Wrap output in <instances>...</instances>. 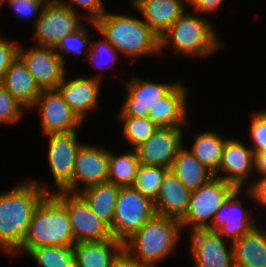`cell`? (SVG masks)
Masks as SVG:
<instances>
[{"mask_svg": "<svg viewBox=\"0 0 266 267\" xmlns=\"http://www.w3.org/2000/svg\"><path fill=\"white\" fill-rule=\"evenodd\" d=\"M49 187L29 179L0 193V248L9 254L22 246L35 208L47 195Z\"/></svg>", "mask_w": 266, "mask_h": 267, "instance_id": "1", "label": "cell"}, {"mask_svg": "<svg viewBox=\"0 0 266 267\" xmlns=\"http://www.w3.org/2000/svg\"><path fill=\"white\" fill-rule=\"evenodd\" d=\"M91 24L120 54L127 57L139 58L160 52L159 36L142 19L105 12Z\"/></svg>", "mask_w": 266, "mask_h": 267, "instance_id": "2", "label": "cell"}, {"mask_svg": "<svg viewBox=\"0 0 266 267\" xmlns=\"http://www.w3.org/2000/svg\"><path fill=\"white\" fill-rule=\"evenodd\" d=\"M75 243L66 207L53 194H47L35 208L25 240L15 253H28L35 247L73 246Z\"/></svg>", "mask_w": 266, "mask_h": 267, "instance_id": "3", "label": "cell"}, {"mask_svg": "<svg viewBox=\"0 0 266 267\" xmlns=\"http://www.w3.org/2000/svg\"><path fill=\"white\" fill-rule=\"evenodd\" d=\"M182 230L180 221L155 215L124 242V249L140 264L157 267L173 252Z\"/></svg>", "mask_w": 266, "mask_h": 267, "instance_id": "4", "label": "cell"}, {"mask_svg": "<svg viewBox=\"0 0 266 267\" xmlns=\"http://www.w3.org/2000/svg\"><path fill=\"white\" fill-rule=\"evenodd\" d=\"M212 24L211 20L186 11L159 37L160 53L170 43L177 56L209 57L222 47Z\"/></svg>", "mask_w": 266, "mask_h": 267, "instance_id": "5", "label": "cell"}, {"mask_svg": "<svg viewBox=\"0 0 266 267\" xmlns=\"http://www.w3.org/2000/svg\"><path fill=\"white\" fill-rule=\"evenodd\" d=\"M156 215L154 202L133 186L120 187L110 231L124 243Z\"/></svg>", "mask_w": 266, "mask_h": 267, "instance_id": "6", "label": "cell"}, {"mask_svg": "<svg viewBox=\"0 0 266 267\" xmlns=\"http://www.w3.org/2000/svg\"><path fill=\"white\" fill-rule=\"evenodd\" d=\"M236 189L224 179L213 176L191 192L187 213L180 221L181 227L184 229L190 225L191 231L209 228L218 209Z\"/></svg>", "mask_w": 266, "mask_h": 267, "instance_id": "7", "label": "cell"}, {"mask_svg": "<svg viewBox=\"0 0 266 267\" xmlns=\"http://www.w3.org/2000/svg\"><path fill=\"white\" fill-rule=\"evenodd\" d=\"M55 192L52 194L66 207L76 243L113 238L110 227L93 213L78 193Z\"/></svg>", "mask_w": 266, "mask_h": 267, "instance_id": "8", "label": "cell"}, {"mask_svg": "<svg viewBox=\"0 0 266 267\" xmlns=\"http://www.w3.org/2000/svg\"><path fill=\"white\" fill-rule=\"evenodd\" d=\"M80 17L60 0H47L34 25L37 45L55 48L62 38L83 26Z\"/></svg>", "mask_w": 266, "mask_h": 267, "instance_id": "9", "label": "cell"}, {"mask_svg": "<svg viewBox=\"0 0 266 267\" xmlns=\"http://www.w3.org/2000/svg\"><path fill=\"white\" fill-rule=\"evenodd\" d=\"M18 48V57L42 90H57L66 75L65 63L53 47Z\"/></svg>", "mask_w": 266, "mask_h": 267, "instance_id": "10", "label": "cell"}, {"mask_svg": "<svg viewBox=\"0 0 266 267\" xmlns=\"http://www.w3.org/2000/svg\"><path fill=\"white\" fill-rule=\"evenodd\" d=\"M46 136L49 168L57 191H63L72 182L75 160L83 144L77 140V131Z\"/></svg>", "mask_w": 266, "mask_h": 267, "instance_id": "11", "label": "cell"}, {"mask_svg": "<svg viewBox=\"0 0 266 267\" xmlns=\"http://www.w3.org/2000/svg\"><path fill=\"white\" fill-rule=\"evenodd\" d=\"M226 239L217 231H190V253L195 267H235L233 244L227 248Z\"/></svg>", "mask_w": 266, "mask_h": 267, "instance_id": "12", "label": "cell"}, {"mask_svg": "<svg viewBox=\"0 0 266 267\" xmlns=\"http://www.w3.org/2000/svg\"><path fill=\"white\" fill-rule=\"evenodd\" d=\"M31 108H36L41 116V128L46 135L76 132L82 123L58 90H43Z\"/></svg>", "mask_w": 266, "mask_h": 267, "instance_id": "13", "label": "cell"}, {"mask_svg": "<svg viewBox=\"0 0 266 267\" xmlns=\"http://www.w3.org/2000/svg\"><path fill=\"white\" fill-rule=\"evenodd\" d=\"M183 127H158L136 148L140 164L162 166L170 169L183 144Z\"/></svg>", "mask_w": 266, "mask_h": 267, "instance_id": "14", "label": "cell"}, {"mask_svg": "<svg viewBox=\"0 0 266 267\" xmlns=\"http://www.w3.org/2000/svg\"><path fill=\"white\" fill-rule=\"evenodd\" d=\"M105 149L83 143L75 160L72 182L63 191L78 193L79 184L83 185L81 190H84L107 181L109 150Z\"/></svg>", "mask_w": 266, "mask_h": 267, "instance_id": "15", "label": "cell"}, {"mask_svg": "<svg viewBox=\"0 0 266 267\" xmlns=\"http://www.w3.org/2000/svg\"><path fill=\"white\" fill-rule=\"evenodd\" d=\"M125 82L127 94L121 106L119 116L149 117L150 108L159 102L176 83H156L131 77Z\"/></svg>", "mask_w": 266, "mask_h": 267, "instance_id": "16", "label": "cell"}, {"mask_svg": "<svg viewBox=\"0 0 266 267\" xmlns=\"http://www.w3.org/2000/svg\"><path fill=\"white\" fill-rule=\"evenodd\" d=\"M244 189H236L221 205L215 214L211 225V231H217L224 239L233 243L241 236L247 234L254 226L255 220L248 212L252 209H243L242 202L238 200L240 192Z\"/></svg>", "mask_w": 266, "mask_h": 267, "instance_id": "17", "label": "cell"}, {"mask_svg": "<svg viewBox=\"0 0 266 267\" xmlns=\"http://www.w3.org/2000/svg\"><path fill=\"white\" fill-rule=\"evenodd\" d=\"M254 170V153L251 148L237 139H227L223 151L219 171L227 173L218 176L237 189H243V184Z\"/></svg>", "mask_w": 266, "mask_h": 267, "instance_id": "18", "label": "cell"}, {"mask_svg": "<svg viewBox=\"0 0 266 267\" xmlns=\"http://www.w3.org/2000/svg\"><path fill=\"white\" fill-rule=\"evenodd\" d=\"M100 83L101 75L97 74L91 78L78 77L72 80L64 78L57 90L68 106L83 121L87 112L98 107Z\"/></svg>", "mask_w": 266, "mask_h": 267, "instance_id": "19", "label": "cell"}, {"mask_svg": "<svg viewBox=\"0 0 266 267\" xmlns=\"http://www.w3.org/2000/svg\"><path fill=\"white\" fill-rule=\"evenodd\" d=\"M190 196L191 191L169 170L154 201L156 215L181 221L187 213Z\"/></svg>", "mask_w": 266, "mask_h": 267, "instance_id": "20", "label": "cell"}, {"mask_svg": "<svg viewBox=\"0 0 266 267\" xmlns=\"http://www.w3.org/2000/svg\"><path fill=\"white\" fill-rule=\"evenodd\" d=\"M131 2L159 37L186 12L187 7L181 0H133Z\"/></svg>", "mask_w": 266, "mask_h": 267, "instance_id": "21", "label": "cell"}, {"mask_svg": "<svg viewBox=\"0 0 266 267\" xmlns=\"http://www.w3.org/2000/svg\"><path fill=\"white\" fill-rule=\"evenodd\" d=\"M188 88L178 82L159 102L150 108L149 118L159 127H178L186 124Z\"/></svg>", "mask_w": 266, "mask_h": 267, "instance_id": "22", "label": "cell"}, {"mask_svg": "<svg viewBox=\"0 0 266 267\" xmlns=\"http://www.w3.org/2000/svg\"><path fill=\"white\" fill-rule=\"evenodd\" d=\"M0 84L26 109L36 103L43 91L18 56L7 69Z\"/></svg>", "mask_w": 266, "mask_h": 267, "instance_id": "23", "label": "cell"}, {"mask_svg": "<svg viewBox=\"0 0 266 267\" xmlns=\"http://www.w3.org/2000/svg\"><path fill=\"white\" fill-rule=\"evenodd\" d=\"M123 249L124 243L114 238L75 243L73 251L76 267H111Z\"/></svg>", "mask_w": 266, "mask_h": 267, "instance_id": "24", "label": "cell"}, {"mask_svg": "<svg viewBox=\"0 0 266 267\" xmlns=\"http://www.w3.org/2000/svg\"><path fill=\"white\" fill-rule=\"evenodd\" d=\"M232 244L235 267H266V229L256 225Z\"/></svg>", "mask_w": 266, "mask_h": 267, "instance_id": "25", "label": "cell"}, {"mask_svg": "<svg viewBox=\"0 0 266 267\" xmlns=\"http://www.w3.org/2000/svg\"><path fill=\"white\" fill-rule=\"evenodd\" d=\"M119 190V186L105 181L80 190L78 194L86 201L93 213L111 227Z\"/></svg>", "mask_w": 266, "mask_h": 267, "instance_id": "26", "label": "cell"}, {"mask_svg": "<svg viewBox=\"0 0 266 267\" xmlns=\"http://www.w3.org/2000/svg\"><path fill=\"white\" fill-rule=\"evenodd\" d=\"M170 170L191 192L196 191L214 176L184 146L178 151Z\"/></svg>", "mask_w": 266, "mask_h": 267, "instance_id": "27", "label": "cell"}, {"mask_svg": "<svg viewBox=\"0 0 266 267\" xmlns=\"http://www.w3.org/2000/svg\"><path fill=\"white\" fill-rule=\"evenodd\" d=\"M226 141L227 139L218 133L205 131L196 135L189 150L204 167L217 176Z\"/></svg>", "mask_w": 266, "mask_h": 267, "instance_id": "28", "label": "cell"}, {"mask_svg": "<svg viewBox=\"0 0 266 267\" xmlns=\"http://www.w3.org/2000/svg\"><path fill=\"white\" fill-rule=\"evenodd\" d=\"M140 161L136 149L116 156L109 151V166L107 181L119 187L133 186Z\"/></svg>", "mask_w": 266, "mask_h": 267, "instance_id": "29", "label": "cell"}, {"mask_svg": "<svg viewBox=\"0 0 266 267\" xmlns=\"http://www.w3.org/2000/svg\"><path fill=\"white\" fill-rule=\"evenodd\" d=\"M42 267H76L73 246H42L28 253Z\"/></svg>", "mask_w": 266, "mask_h": 267, "instance_id": "30", "label": "cell"}, {"mask_svg": "<svg viewBox=\"0 0 266 267\" xmlns=\"http://www.w3.org/2000/svg\"><path fill=\"white\" fill-rule=\"evenodd\" d=\"M169 170L162 166L140 164L133 187L154 202Z\"/></svg>", "mask_w": 266, "mask_h": 267, "instance_id": "31", "label": "cell"}, {"mask_svg": "<svg viewBox=\"0 0 266 267\" xmlns=\"http://www.w3.org/2000/svg\"><path fill=\"white\" fill-rule=\"evenodd\" d=\"M119 119L124 123L123 136L133 149L143 144L159 127L149 117L119 116Z\"/></svg>", "mask_w": 266, "mask_h": 267, "instance_id": "32", "label": "cell"}, {"mask_svg": "<svg viewBox=\"0 0 266 267\" xmlns=\"http://www.w3.org/2000/svg\"><path fill=\"white\" fill-rule=\"evenodd\" d=\"M85 25H83L80 29L77 31L68 34L64 38H62L58 44L55 47V51L60 55V57L63 59L65 65V59L64 54L65 53H72L74 55H80L83 52L86 53V55L89 54L90 48H91V41H90V35L88 29H86ZM89 36V37H88ZM88 48V50L86 49ZM65 52V53H64ZM88 52V53H87Z\"/></svg>", "mask_w": 266, "mask_h": 267, "instance_id": "33", "label": "cell"}, {"mask_svg": "<svg viewBox=\"0 0 266 267\" xmlns=\"http://www.w3.org/2000/svg\"><path fill=\"white\" fill-rule=\"evenodd\" d=\"M102 37L103 39H101L100 41H97V42L94 40L91 41L90 52L87 56L88 59L91 61L92 65L94 67H97L98 70H101V71L103 67L115 68L113 67V65L115 64L116 60H118V54H120L118 50L114 48V46L104 38V36ZM104 56H106V58L108 59V62L102 63V61L100 62L99 59L100 58L103 59Z\"/></svg>", "mask_w": 266, "mask_h": 267, "instance_id": "34", "label": "cell"}, {"mask_svg": "<svg viewBox=\"0 0 266 267\" xmlns=\"http://www.w3.org/2000/svg\"><path fill=\"white\" fill-rule=\"evenodd\" d=\"M24 107L0 84V123L18 122L23 115Z\"/></svg>", "mask_w": 266, "mask_h": 267, "instance_id": "35", "label": "cell"}, {"mask_svg": "<svg viewBox=\"0 0 266 267\" xmlns=\"http://www.w3.org/2000/svg\"><path fill=\"white\" fill-rule=\"evenodd\" d=\"M250 138L253 153L266 151V110L252 114Z\"/></svg>", "mask_w": 266, "mask_h": 267, "instance_id": "36", "label": "cell"}, {"mask_svg": "<svg viewBox=\"0 0 266 267\" xmlns=\"http://www.w3.org/2000/svg\"><path fill=\"white\" fill-rule=\"evenodd\" d=\"M47 0H4L3 3L7 2L9 8L12 9L15 15L21 16L24 18H30L34 15H37V19L35 20V24L42 14L44 5Z\"/></svg>", "mask_w": 266, "mask_h": 267, "instance_id": "37", "label": "cell"}, {"mask_svg": "<svg viewBox=\"0 0 266 267\" xmlns=\"http://www.w3.org/2000/svg\"><path fill=\"white\" fill-rule=\"evenodd\" d=\"M60 2L76 13L78 12L75 5L84 8L83 10L89 13L86 19L89 22H96L106 12L105 2L101 0H61Z\"/></svg>", "mask_w": 266, "mask_h": 267, "instance_id": "38", "label": "cell"}, {"mask_svg": "<svg viewBox=\"0 0 266 267\" xmlns=\"http://www.w3.org/2000/svg\"><path fill=\"white\" fill-rule=\"evenodd\" d=\"M18 48L16 41H9L0 35V81L11 63L17 58Z\"/></svg>", "mask_w": 266, "mask_h": 267, "instance_id": "39", "label": "cell"}, {"mask_svg": "<svg viewBox=\"0 0 266 267\" xmlns=\"http://www.w3.org/2000/svg\"><path fill=\"white\" fill-rule=\"evenodd\" d=\"M247 187V196L256 201L261 206H266V175L251 182Z\"/></svg>", "mask_w": 266, "mask_h": 267, "instance_id": "40", "label": "cell"}, {"mask_svg": "<svg viewBox=\"0 0 266 267\" xmlns=\"http://www.w3.org/2000/svg\"><path fill=\"white\" fill-rule=\"evenodd\" d=\"M224 0H194L190 5L194 8L195 13L214 12L220 8Z\"/></svg>", "mask_w": 266, "mask_h": 267, "instance_id": "41", "label": "cell"}, {"mask_svg": "<svg viewBox=\"0 0 266 267\" xmlns=\"http://www.w3.org/2000/svg\"><path fill=\"white\" fill-rule=\"evenodd\" d=\"M111 267H147L140 264L133 256L123 249L113 260Z\"/></svg>", "mask_w": 266, "mask_h": 267, "instance_id": "42", "label": "cell"}, {"mask_svg": "<svg viewBox=\"0 0 266 267\" xmlns=\"http://www.w3.org/2000/svg\"><path fill=\"white\" fill-rule=\"evenodd\" d=\"M254 169L262 176L266 175V151L254 153Z\"/></svg>", "mask_w": 266, "mask_h": 267, "instance_id": "43", "label": "cell"}, {"mask_svg": "<svg viewBox=\"0 0 266 267\" xmlns=\"http://www.w3.org/2000/svg\"><path fill=\"white\" fill-rule=\"evenodd\" d=\"M183 1L186 5H191L194 0H181Z\"/></svg>", "mask_w": 266, "mask_h": 267, "instance_id": "44", "label": "cell"}]
</instances>
